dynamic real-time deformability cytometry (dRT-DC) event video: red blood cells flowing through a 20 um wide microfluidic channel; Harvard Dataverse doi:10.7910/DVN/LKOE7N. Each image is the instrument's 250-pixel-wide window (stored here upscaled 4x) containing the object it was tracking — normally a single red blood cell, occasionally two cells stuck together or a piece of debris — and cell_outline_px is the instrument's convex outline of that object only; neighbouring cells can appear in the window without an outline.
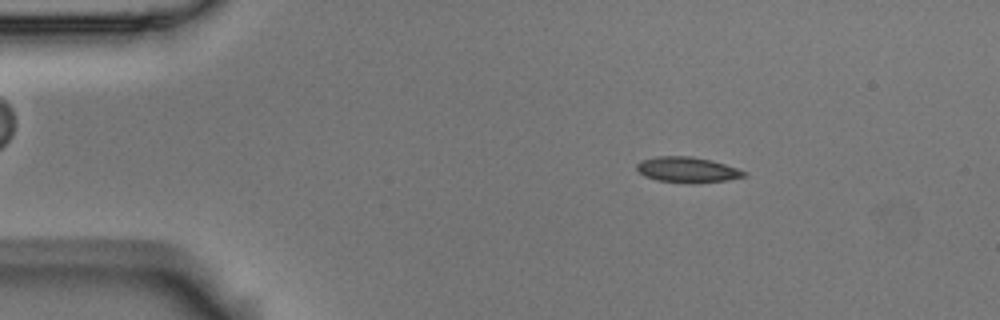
{"species": "Egyptian fruit bat (a non-hibernating species)", "species_latin": "Rousettus aegyptiacus", "temperature_condition": "room temperature", "stored_images_in_passage": 5, "camera_frame_rate_fps": 3000, "um_per_image_px": 0.085, "animal": {"sex": "male"}, "frame": {"image": 1, "passage_image": 3, "time_ms": 0.667, "image_size_px": [1000, 320], "cell_outline_px": [[748, 176], [728, 180], [656, 180], [644, 176], [636, 168], [636, 164], [640, 160], [656, 156], [692, 156], [712, 160], [748, 172]], "centroid_in_image_um": [58.41, 14.37], "position_along_channel_um": 26.6, "area_um2": 15.2}}